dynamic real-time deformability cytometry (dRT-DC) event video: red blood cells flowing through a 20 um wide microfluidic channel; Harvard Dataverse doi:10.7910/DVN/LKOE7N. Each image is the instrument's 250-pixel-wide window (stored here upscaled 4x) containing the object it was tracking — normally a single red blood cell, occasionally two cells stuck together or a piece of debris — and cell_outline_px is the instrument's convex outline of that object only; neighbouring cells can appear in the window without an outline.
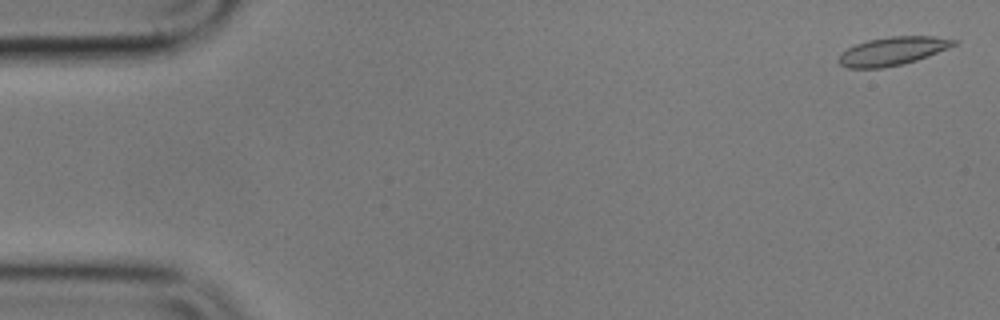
{"species": "common noctule bat (a hibernating species)", "species_latin": "Nyctalus noctula", "temperature_condition": "cold", "stored_images_in_passage": 10, "camera_frame_rate_fps": 3000, "um_per_image_px": 0.085, "animal": {"sex": "male", "body_mass_g": 17.9}, "frame": {"image": 1, "passage_image": 2, "time_ms": 0.333, "image_size_px": [1000, 320], "cell_outline_px": [[960, 40], [956, 44], [948, 48], [928, 56], [916, 60], [884, 68], [848, 68], [840, 64], [836, 60], [848, 48], [856, 44], [868, 40], [892, 36], [932, 36]], "centroid_in_image_um": [75.88, 4.34], "position_along_channel_um": 9.1, "area_um2": 18.84}}